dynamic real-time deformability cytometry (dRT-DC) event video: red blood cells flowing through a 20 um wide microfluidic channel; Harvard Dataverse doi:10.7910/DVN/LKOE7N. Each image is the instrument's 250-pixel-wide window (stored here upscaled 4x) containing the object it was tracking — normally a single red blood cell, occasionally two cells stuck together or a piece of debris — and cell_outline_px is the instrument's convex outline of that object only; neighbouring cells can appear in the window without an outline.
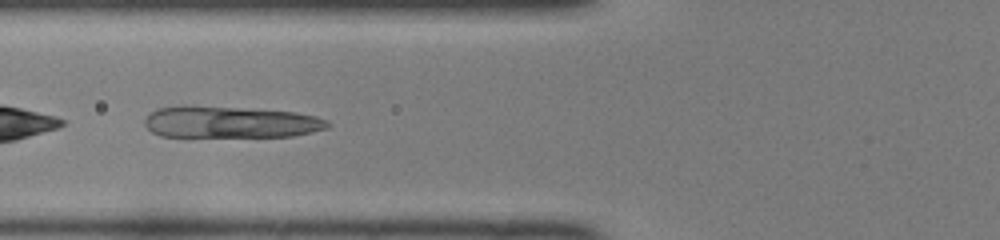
{"species": "common noctule bat (a hibernating species)", "species_latin": "Nyctalus noctula", "temperature_condition": "room temperature", "stored_images_in_passage": 30, "camera_frame_rate_fps": 3000, "um_per_image_px": 0.085, "animal": {"sex": "female", "body_mass_g": 22.0, "forearm_length_mm": 56.7}, "frame": {"image": 1, "passage_image": 6, "time_ms": 1.667, "image_size_px": [1000, 240], "cell_outline_px": [[328, 128], [312, 132], [292, 136], [160, 136], [152, 132], [144, 124], [144, 120], [156, 108], [236, 108], [296, 112], [316, 116], [328, 120]], "centroid_in_image_um": [19.66, 10.41], "position_along_channel_um": 106.1, "area_um2": 32.54}}
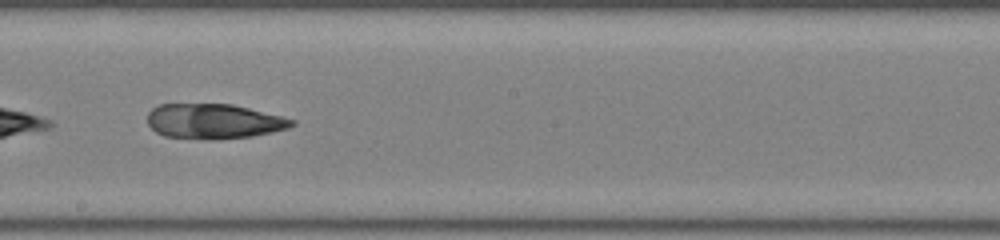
{"frame": {"image": 2, "passage_image": 15, "time_ms": 4.667, "image_size_px": [1000, 240], "cell_outline_px": [[296, 124], [288, 128], [272, 132], [252, 136], [164, 136], [156, 132], [148, 124], [148, 112], [152, 108], [160, 104], [232, 104], [296, 120]], "centroid_in_image_um": [18.18, 10.25], "position_along_channel_um": 230.0, "area_um2": 28.09}}
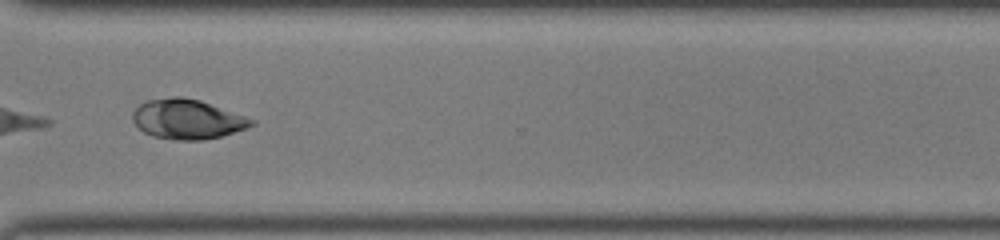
{"frame": {"image": 3, "passage_image": 24, "time_ms": 7.667, "image_size_px": [1000, 240], "cell_outline_px": [[256, 124], [220, 136], [204, 140], [176, 140], [152, 136], [144, 132], [132, 120], [132, 112], [140, 104], [148, 100], [172, 96], [184, 96], [200, 100], [256, 120]], "centroid_in_image_um": [15.9, 10.12], "position_along_channel_um": 354.7, "area_um2": 27.4}, "authors_computed_cell_mechanics": {"area_um2": 29.2757, "velocity_mm_per_s": 4.1377, "shape_relaxation_time_tau1_ms": null, "shape_relaxation_time_tau2_ms": 0.8249, "deformation_change_tau1": null, "deformation_change_tau2": 0.0478}}